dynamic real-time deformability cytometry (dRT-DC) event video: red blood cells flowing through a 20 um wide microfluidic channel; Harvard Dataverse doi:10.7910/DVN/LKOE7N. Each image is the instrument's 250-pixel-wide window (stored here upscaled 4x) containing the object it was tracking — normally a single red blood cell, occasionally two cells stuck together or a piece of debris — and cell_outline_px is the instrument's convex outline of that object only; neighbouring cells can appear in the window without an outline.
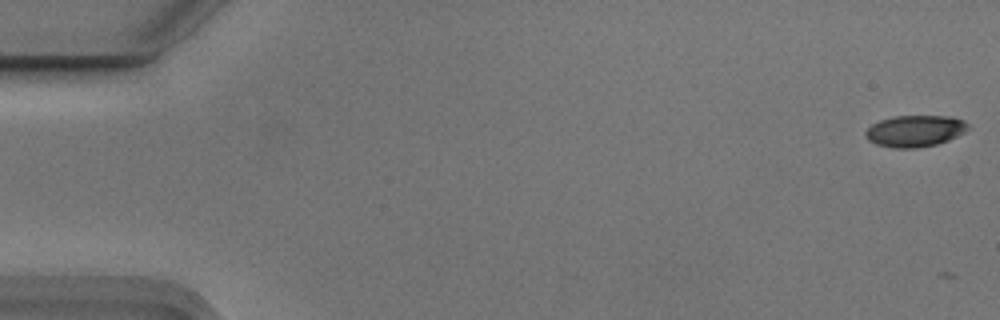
{"species": "Egyptian fruit bat (a non-hibernating species)", "species_latin": "Rousettus aegyptiacus", "temperature_condition": "cold", "stored_images_in_passage": 3, "camera_frame_rate_fps": 3000, "um_per_image_px": 0.085, "animal": {"sex": "male"}, "frame": {"image": 1, "passage_image": 1, "time_ms": 0.0, "image_size_px": [1000, 320], "cell_outline_px": [[968, 128], [964, 132], [948, 140], [936, 144], [916, 148], [892, 148], [876, 144], [868, 140], [864, 136], [864, 132], [872, 124], [880, 120], [892, 116], [952, 116], [964, 120], [968, 124]], "centroid_in_image_um": [77.74, 11.13], "position_along_channel_um": 7.3, "area_um2": 18.9}}